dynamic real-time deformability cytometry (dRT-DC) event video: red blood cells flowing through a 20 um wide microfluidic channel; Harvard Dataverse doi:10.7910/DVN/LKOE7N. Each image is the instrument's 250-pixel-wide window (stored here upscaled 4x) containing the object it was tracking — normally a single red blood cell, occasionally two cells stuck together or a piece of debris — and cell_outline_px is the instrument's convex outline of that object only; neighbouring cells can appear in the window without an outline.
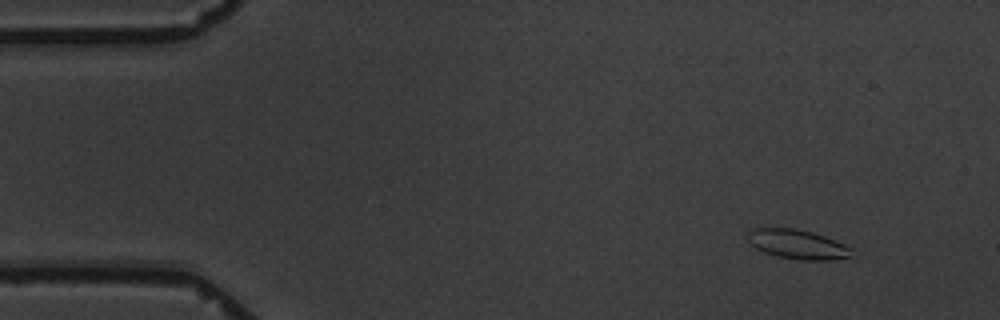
{"species": "common noctule bat (a hibernating species)", "species_latin": "Nyctalus noctula", "temperature_condition": "warm", "stored_images_in_passage": 6, "camera_frame_rate_fps": 3000, "um_per_image_px": 0.085, "animal": {"sex": "male", "body_mass_g": 19.5, "forearm_length_mm": 54.6}, "frame": {"image": 1, "passage_image": 2, "time_ms": 1.333, "image_size_px": [1000, 320], "cell_outline_px": [[852, 256], [828, 260], [800, 260], [780, 256], [764, 252], [756, 248], [748, 240], [748, 232], [756, 228], [796, 228], [812, 232], [824, 236], [844, 244], [852, 248]], "centroid_in_image_um": [67.81, 20.76], "position_along_channel_um": 17.2, "area_um2": 17.57}}
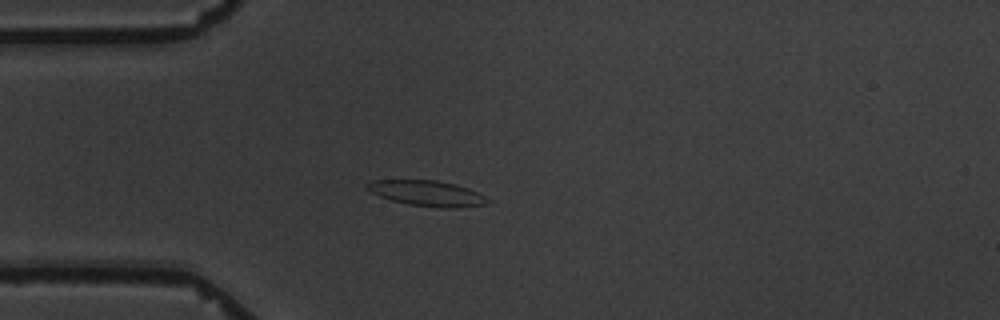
{"frame": {"image": 2, "passage_image": 5, "time_ms": 4.667, "image_size_px": [1000, 320], "cell_outline_px": [[488, 204], [460, 208], [440, 208], [408, 204], [392, 200], [380, 196], [372, 192], [364, 184], [372, 180], [436, 180], [456, 184], [468, 188], [484, 196], [488, 200]], "centroid_in_image_um": [36.32, 16.43], "position_along_channel_um": 48.7, "area_um2": 17.86}}